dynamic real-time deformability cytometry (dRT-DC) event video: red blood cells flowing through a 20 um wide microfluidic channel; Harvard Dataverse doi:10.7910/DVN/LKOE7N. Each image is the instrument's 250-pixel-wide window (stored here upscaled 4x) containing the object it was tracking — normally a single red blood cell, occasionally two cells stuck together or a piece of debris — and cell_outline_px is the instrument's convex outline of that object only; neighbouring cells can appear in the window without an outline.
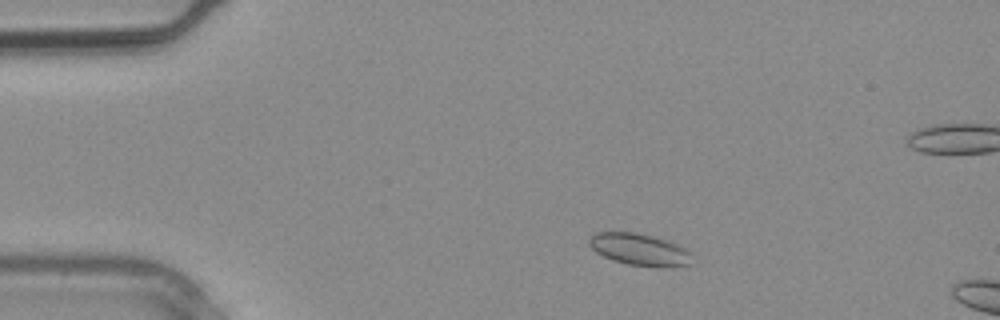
{"species": "common noctule bat (a hibernating species)", "species_latin": "Nyctalus noctula", "temperature_condition": "warm", "stored_images_in_passage": 2, "camera_frame_rate_fps": 3000, "um_per_image_px": 0.085, "animal": {"sex": "male", "body_mass_g": 20.4}, "frame": {"image": 1, "passage_image": 1, "time_ms": 0.0, "image_size_px": [1000, 320], "cell_outline_px": [[692, 264], [668, 268], [664, 268], [628, 264], [612, 260], [596, 252], [588, 244], [588, 236], [596, 232], [636, 232], [668, 240], [692, 252]], "centroid_in_image_um": [54.38, 21.21], "position_along_channel_um": 30.6, "area_um2": 19.48}}